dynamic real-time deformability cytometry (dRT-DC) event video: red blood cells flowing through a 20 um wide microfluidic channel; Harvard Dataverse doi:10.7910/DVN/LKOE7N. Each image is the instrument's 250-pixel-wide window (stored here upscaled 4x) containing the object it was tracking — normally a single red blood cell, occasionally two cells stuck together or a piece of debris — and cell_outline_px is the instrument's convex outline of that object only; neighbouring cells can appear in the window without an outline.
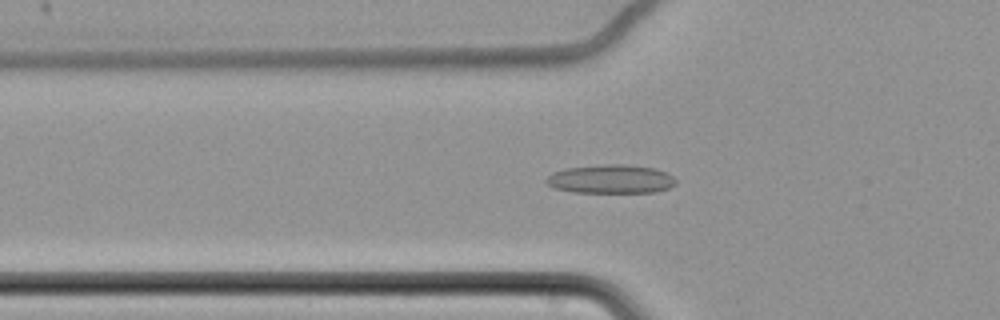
{"species": "common noctule bat (a hibernating species)", "species_latin": "Nyctalus noctula", "temperature_condition": "cold", "stored_images_in_passage": 64, "camera_frame_rate_fps": 3000, "um_per_image_px": 0.085, "animal": {"sex": "female", "body_mass_g": 22.7, "forearm_length_mm": 54.2}, "frame": {"image": 1, "passage_image": 25, "time_ms": 8.0, "image_size_px": [1000, 320], "cell_outline_px": [[676, 184], [668, 188], [656, 192], [572, 192], [552, 188], [544, 180], [552, 172], [564, 168], [604, 164], [628, 164], [656, 168], [672, 176], [676, 180]], "centroid_in_image_um": [51.89, 15.21], "position_along_channel_um": 73.9, "area_um2": 21.91}}
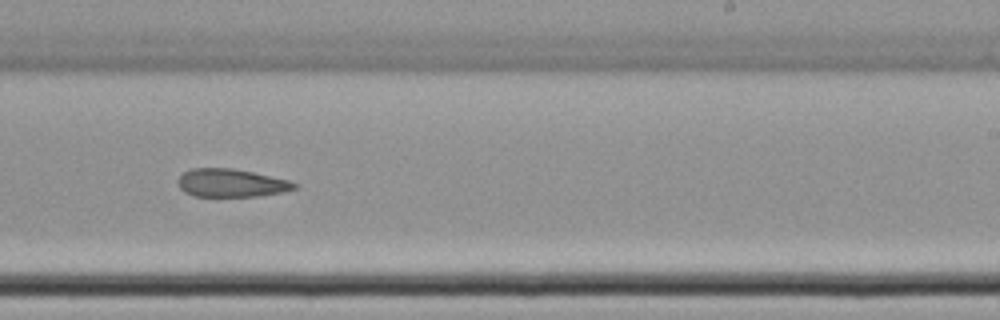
{"frame": {"image": 2, "passage_image": 42, "time_ms": 13.667, "image_size_px": [1000, 320], "cell_outline_px": [[296, 188], [284, 192], [260, 196], [192, 196], [184, 192], [180, 188], [176, 180], [184, 172], [192, 168], [232, 168], [252, 172], [288, 180], [296, 184]], "centroid_in_image_um": [19.61, 15.56], "position_along_channel_um": 269.4, "area_um2": 19.02}}
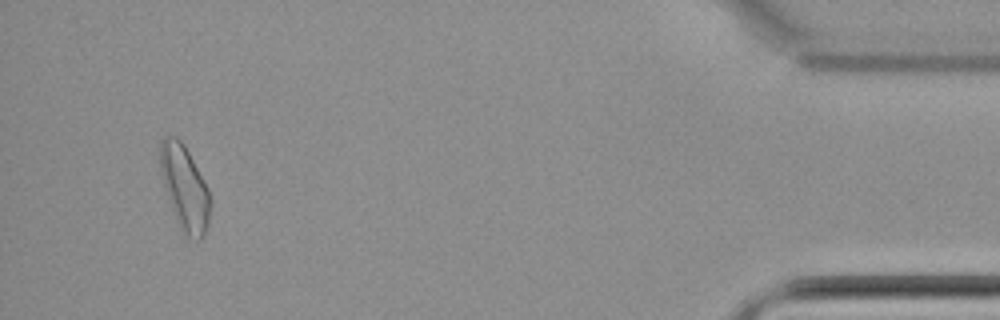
{"frame": {"image": 3, "passage_image": 61, "time_ms": 20.0, "image_size_px": [1000, 320], "cell_outline_px": [[212, 204], [208, 224], [200, 240], [188, 236], [184, 232], [176, 220], [164, 184], [160, 168], [160, 140], [164, 136], [176, 136], [184, 144], [204, 180], [208, 188], [212, 200]], "centroid_in_image_um": [15.72, 15.93], "position_along_channel_um": 419.5, "area_um2": 24.45}, "authors_computed_cell_mechanics": {"area_um2": 21.5305, "velocity_mm_per_s": 3.4778, "shape_relaxation_time_tau1_ms": null, "shape_relaxation_time_tau2_ms": 10.1577, "deformation_change_tau1": null, "deformation_change_tau2": 0.207}}